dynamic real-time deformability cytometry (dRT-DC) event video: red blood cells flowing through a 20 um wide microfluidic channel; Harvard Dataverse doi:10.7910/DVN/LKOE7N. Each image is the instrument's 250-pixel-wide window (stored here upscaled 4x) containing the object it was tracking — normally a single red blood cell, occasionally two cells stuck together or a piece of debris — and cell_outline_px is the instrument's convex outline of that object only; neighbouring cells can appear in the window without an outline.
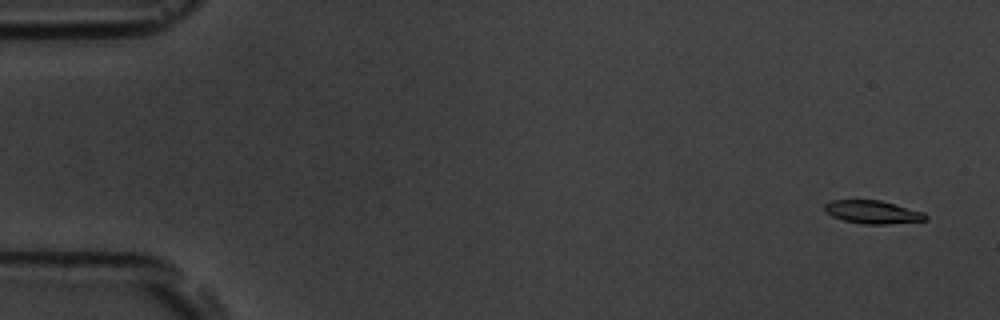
{"species": "common noctule bat (a hibernating species)", "species_latin": "Nyctalus noctula", "temperature_condition": "room temperature", "stored_images_in_passage": 54, "camera_frame_rate_fps": 3000, "um_per_image_px": 0.085, "animal": {"sex": "male", "body_mass_g": 19.5, "forearm_length_mm": 54.6}, "frame": {"image": 1, "passage_image": 2, "time_ms": 0.333, "image_size_px": [1000, 320], "cell_outline_px": [[928, 220], [884, 224], [864, 224], [844, 220], [832, 216], [824, 208], [824, 204], [832, 200], [880, 200], [924, 212], [928, 216]], "centroid_in_image_um": [74.2, 18.02], "position_along_channel_um": 10.8, "area_um2": 13.47}}
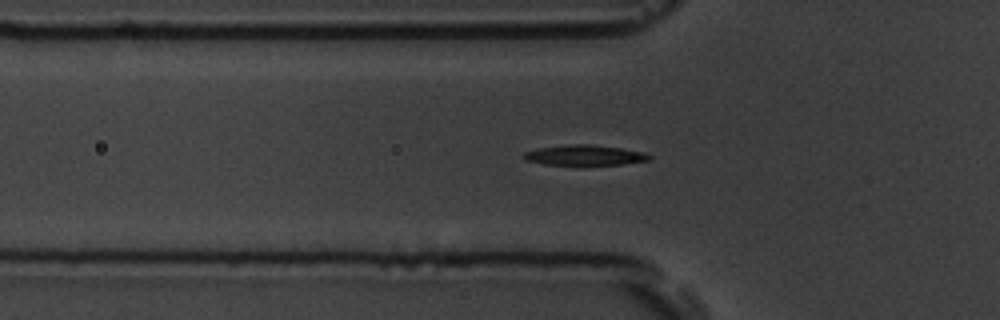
{"frame": {"image": 2, "passage_image": 18, "time_ms": 5.667, "image_size_px": [1000, 320], "cell_outline_px": [[652, 160], [620, 164], [584, 168], [544, 164], [524, 160], [520, 156], [524, 152], [540, 148], [572, 144], [592, 144], [620, 148], [644, 152], [652, 156]], "centroid_in_image_um": [49.68, 13.24], "position_along_channel_um": 76.1, "area_um2": 15.78}}
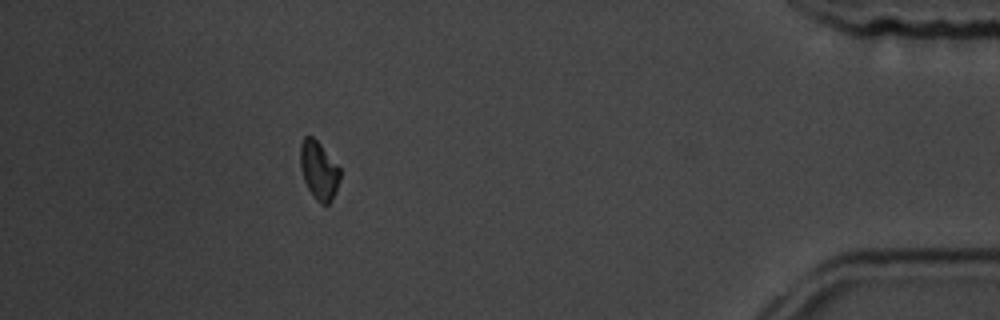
{"frame": {"image": 3, "passage_image": 49, "time_ms": 16.0, "image_size_px": [1000, 320], "cell_outline_px": [[340, 180], [336, 192], [328, 204], [320, 204], [312, 196], [304, 180], [300, 168], [300, 144], [304, 136], [312, 136], [320, 144], [340, 168]], "centroid_in_image_um": [27.09, 14.49], "position_along_channel_um": 408.1, "area_um2": 13.53}, "authors_computed_cell_mechanics": {"area_um2": 14.1899, "velocity_mm_per_s": 3.7336, "shape_relaxation_time_tau1_ms": 2.5919, "shape_relaxation_time_tau2_ms": null, "deformation_change_tau1": 0.1034, "deformation_change_tau2": null}}